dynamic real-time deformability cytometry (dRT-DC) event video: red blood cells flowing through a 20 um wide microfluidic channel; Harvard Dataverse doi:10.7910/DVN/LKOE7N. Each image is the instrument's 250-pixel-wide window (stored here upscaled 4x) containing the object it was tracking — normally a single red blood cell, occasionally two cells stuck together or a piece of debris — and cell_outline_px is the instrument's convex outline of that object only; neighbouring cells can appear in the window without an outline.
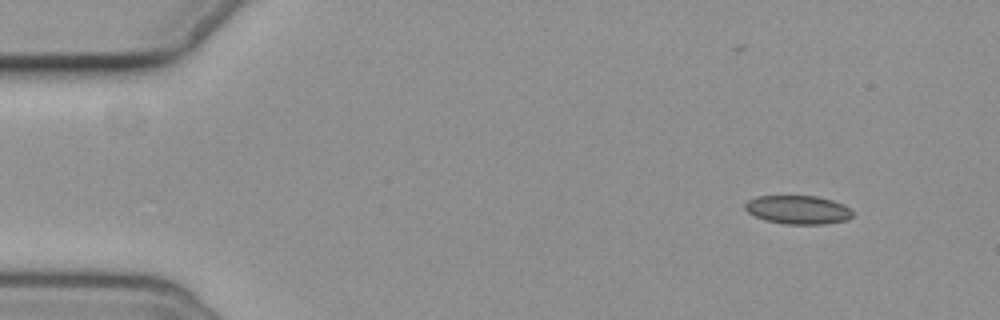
{"species": "common noctule bat (a hibernating species)", "species_latin": "Nyctalus noctula", "temperature_condition": "cold", "stored_images_in_passage": 3, "camera_frame_rate_fps": 3000, "um_per_image_px": 0.085, "animal": {"sex": "female", "body_mass_g": 19.3, "forearm_length_mm": 54.1}, "frame": {"image": 1, "passage_image": 1, "time_ms": 0.0, "image_size_px": [1000, 320], "cell_outline_px": [[852, 216], [848, 220], [824, 224], [784, 224], [764, 220], [748, 212], [744, 208], [744, 204], [748, 200], [756, 196], [816, 196], [832, 200], [844, 204], [852, 212]], "centroid_in_image_um": [67.82, 17.83], "position_along_channel_um": 17.2, "area_um2": 17.98}}